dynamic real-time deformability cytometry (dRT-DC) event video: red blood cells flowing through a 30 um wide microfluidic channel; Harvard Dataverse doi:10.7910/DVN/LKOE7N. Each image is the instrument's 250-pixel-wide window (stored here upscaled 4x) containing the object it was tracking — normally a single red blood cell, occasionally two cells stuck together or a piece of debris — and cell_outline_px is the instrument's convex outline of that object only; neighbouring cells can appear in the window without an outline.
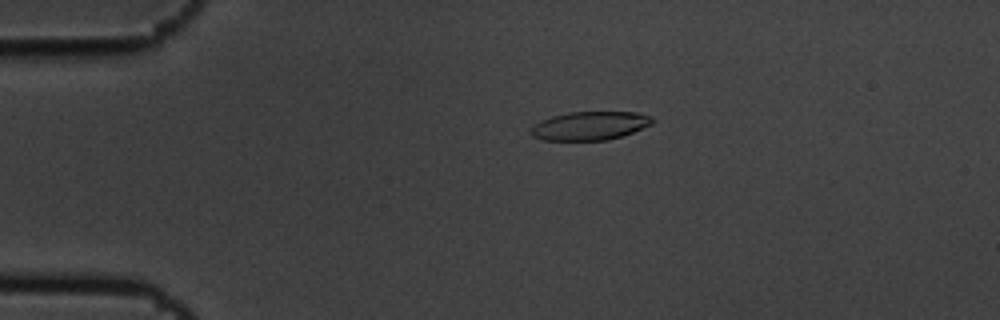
{"species": "common noctule bat (a hibernating species)", "species_latin": "Nyctalus noctula", "temperature_condition": "cold", "stored_images_in_passage": 11, "camera_frame_rate_fps": 3000, "um_per_image_px": 0.085, "animal": {"sex": "male", "body_mass_g": 19.5, "forearm_length_mm": 54.6}, "frame": {"image": 1, "passage_image": 3, "time_ms": 0.667, "image_size_px": [1000, 320], "cell_outline_px": [[656, 120], [652, 124], [632, 132], [608, 140], [544, 140], [532, 136], [528, 132], [532, 124], [540, 120], [552, 116], [572, 112], [636, 112], [652, 116]], "centroid_in_image_um": [50.11, 10.68], "position_along_channel_um": 34.9, "area_um2": 20.35}}
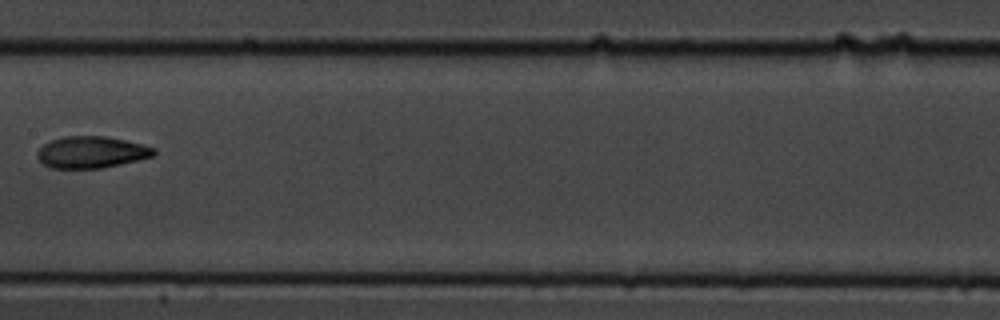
{"frame": {"image": 2, "passage_image": 8, "time_ms": 2.333, "image_size_px": [1000, 320], "cell_outline_px": [[156, 152], [152, 156], [120, 164], [100, 168], [52, 168], [44, 164], [36, 156], [36, 152], [44, 144], [52, 140], [64, 136], [104, 136], [124, 140], [156, 148]], "centroid_in_image_um": [7.74, 12.93], "position_along_channel_um": 199.7, "area_um2": 21.27}}
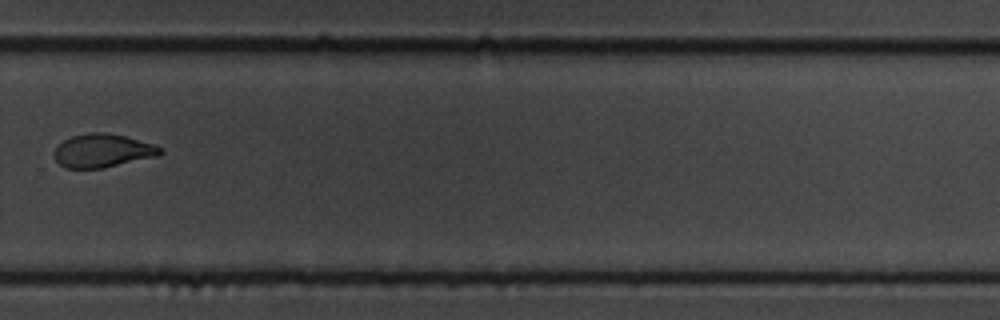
{"frame": {"image": 3, "passage_image": 11, "time_ms": 3.333, "image_size_px": [1000, 320], "cell_outline_px": [[164, 152], [160, 156], [104, 168], [64, 168], [56, 160], [56, 144], [72, 136], [92, 132], [104, 132], [124, 136], [156, 144]], "centroid_in_image_um": [8.77, 12.81], "position_along_channel_um": 321.0, "area_um2": 20.75}}